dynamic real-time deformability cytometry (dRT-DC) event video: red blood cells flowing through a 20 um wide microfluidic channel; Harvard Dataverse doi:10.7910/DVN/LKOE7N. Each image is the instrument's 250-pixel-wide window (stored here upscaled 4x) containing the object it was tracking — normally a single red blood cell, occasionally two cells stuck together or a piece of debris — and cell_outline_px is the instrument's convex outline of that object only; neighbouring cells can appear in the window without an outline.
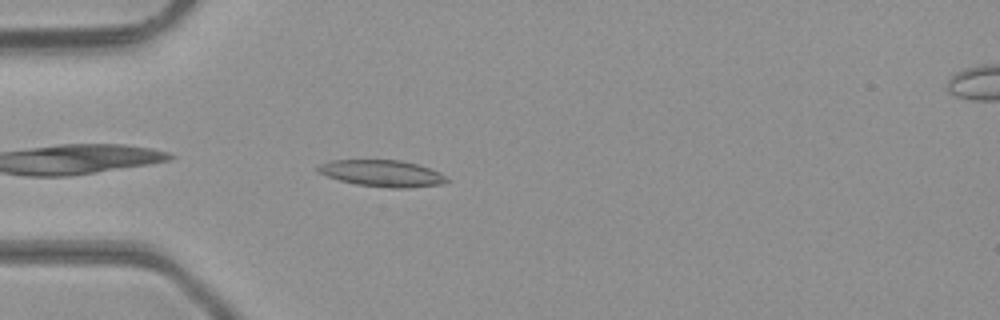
{"species": "common noctule bat (a hibernating species)", "species_latin": "Nyctalus noctula", "temperature_condition": "room temperature", "stored_images_in_passage": 29, "camera_frame_rate_fps": 3000, "um_per_image_px": 0.085, "animal": {"sex": "male", "body_mass_g": 23.1, "forearm_length_mm": 52.7}, "frame": {"image": 1, "passage_image": 1, "time_ms": 0.0, "image_size_px": [1000, 320], "cell_outline_px": [[452, 180], [440, 184], [408, 188], [388, 188], [356, 184], [340, 180], [316, 172], [316, 168], [320, 164], [332, 160], [400, 160], [420, 164], [440, 172]], "centroid_in_image_um": [32.52, 14.73], "position_along_channel_um": 52.5, "area_um2": 20.11}}
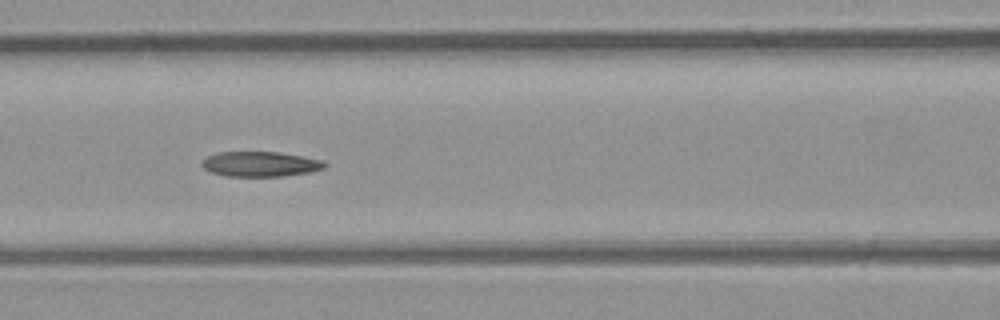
{"frame": {"image": 2, "passage_image": 8, "time_ms": 2.333, "image_size_px": [1000, 320], "cell_outline_px": [[328, 164], [324, 168], [308, 172], [280, 176], [228, 176], [212, 172], [204, 168], [200, 164], [208, 156], [220, 152], [276, 152], [324, 160]], "centroid_in_image_um": [22.14, 13.94], "position_along_channel_um": 144.5, "area_um2": 17.63}}
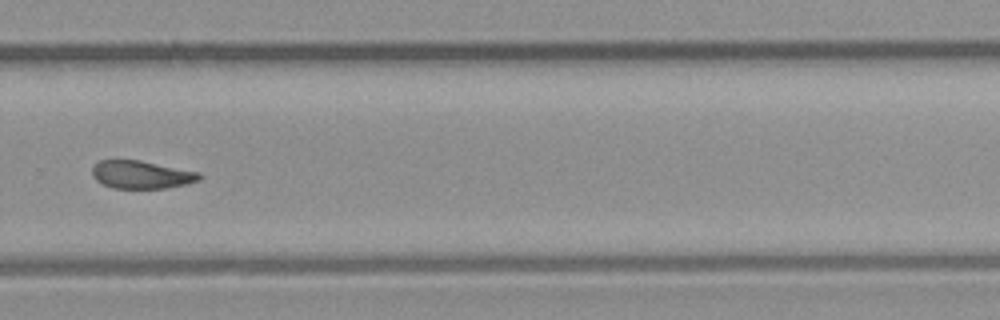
{"frame": {"image": 3, "passage_image": 20, "time_ms": 6.333, "image_size_px": [1000, 320], "cell_outline_px": [[200, 180], [188, 184], [164, 188], [112, 188], [96, 180], [92, 176], [92, 168], [100, 160], [140, 160], [200, 172]], "centroid_in_image_um": [12.03, 14.84], "position_along_channel_um": 317.8, "area_um2": 17.4}, "authors_computed_cell_mechanics": {"area_um2": 18.1492, "velocity_mm_per_s": 4.3468, "shape_relaxation_time_tau1_ms": null, "shape_relaxation_time_tau2_ms": 5.4648, "deformation_change_tau1": null, "deformation_change_tau2": 0.1153}}